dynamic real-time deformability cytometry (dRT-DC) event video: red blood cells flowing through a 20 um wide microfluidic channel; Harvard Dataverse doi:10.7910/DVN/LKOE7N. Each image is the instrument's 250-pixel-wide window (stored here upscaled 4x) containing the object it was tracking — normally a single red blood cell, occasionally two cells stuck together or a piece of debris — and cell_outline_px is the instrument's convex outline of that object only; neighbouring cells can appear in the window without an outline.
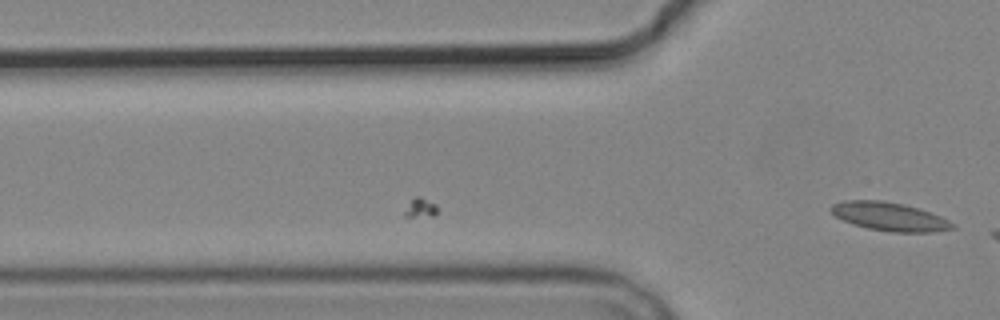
{"species": "common noctule bat (a hibernating species)", "species_latin": "Nyctalus noctula", "temperature_condition": "cold", "stored_images_in_passage": 2, "camera_frame_rate_fps": 3000, "um_per_image_px": 0.085, "animal": {"sex": "male", "body_mass_g": 19.2, "forearm_length_mm": 51.8}, "frame": {"image": 1, "passage_image": 2, "time_ms": 1.0, "image_size_px": [1000, 320], "cell_outline_px": [[956, 228], [932, 232], [888, 232], [868, 228], [852, 224], [836, 216], [828, 208], [832, 204], [848, 200], [880, 200], [904, 204], [940, 216], [956, 224]], "centroid_in_image_um": [75.61, 18.41], "position_along_channel_um": 50.2, "area_um2": 20.06}}